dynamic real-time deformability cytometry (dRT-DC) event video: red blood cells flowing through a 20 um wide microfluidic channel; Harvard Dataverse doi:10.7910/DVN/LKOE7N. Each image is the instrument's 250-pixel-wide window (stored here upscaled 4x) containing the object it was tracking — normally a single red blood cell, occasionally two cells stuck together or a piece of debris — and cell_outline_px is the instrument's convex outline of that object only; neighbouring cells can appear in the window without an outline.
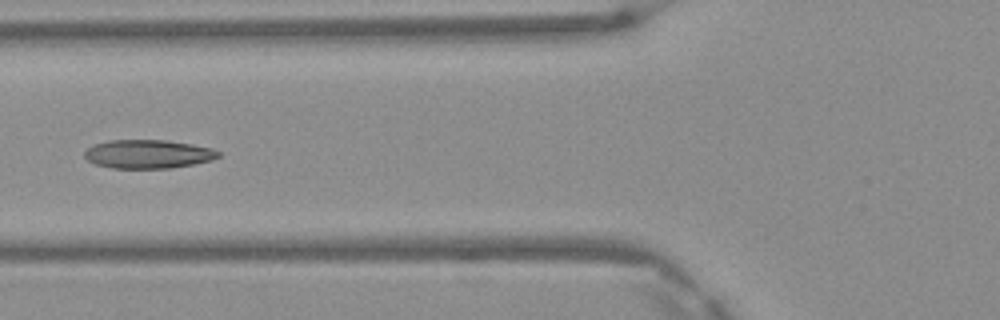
{"species": "Egyptian fruit bat (a non-hibernating species)", "species_latin": "Rousettus aegyptiacus", "temperature_condition": "warm", "stored_images_in_passage": 6, "camera_frame_rate_fps": 3000, "um_per_image_px": 0.085, "frame": {"image": 1, "passage_image": 5, "time_ms": 1.333, "image_size_px": [1000, 320], "cell_outline_px": [[220, 156], [212, 160], [172, 168], [112, 168], [96, 164], [88, 160], [84, 156], [84, 152], [92, 144], [108, 140], [164, 140], [192, 144], [212, 148], [220, 152]], "centroid_in_image_um": [12.58, 13.09], "position_along_channel_um": 113.2, "area_um2": 22.37}}
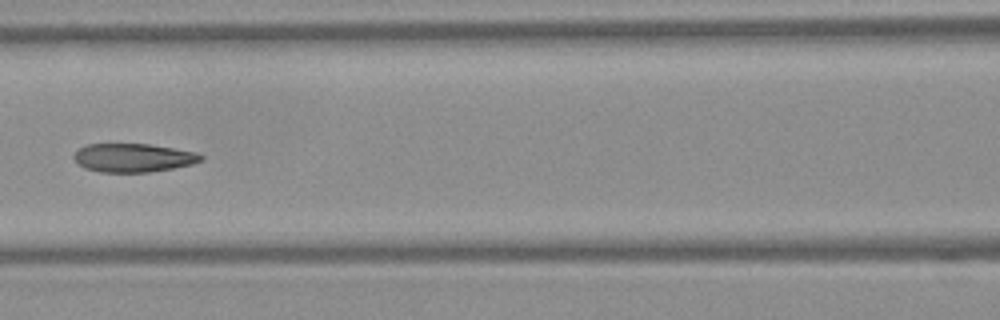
{"frame": {"image": 2, "passage_image": 6, "time_ms": 1.667, "image_size_px": [1000, 320], "cell_outline_px": [[204, 160], [192, 164], [172, 168], [148, 172], [100, 172], [84, 168], [72, 156], [84, 144], [148, 144], [196, 152], [204, 156]], "centroid_in_image_um": [11.33, 13.41], "position_along_channel_um": 155.3, "area_um2": 21.04}}